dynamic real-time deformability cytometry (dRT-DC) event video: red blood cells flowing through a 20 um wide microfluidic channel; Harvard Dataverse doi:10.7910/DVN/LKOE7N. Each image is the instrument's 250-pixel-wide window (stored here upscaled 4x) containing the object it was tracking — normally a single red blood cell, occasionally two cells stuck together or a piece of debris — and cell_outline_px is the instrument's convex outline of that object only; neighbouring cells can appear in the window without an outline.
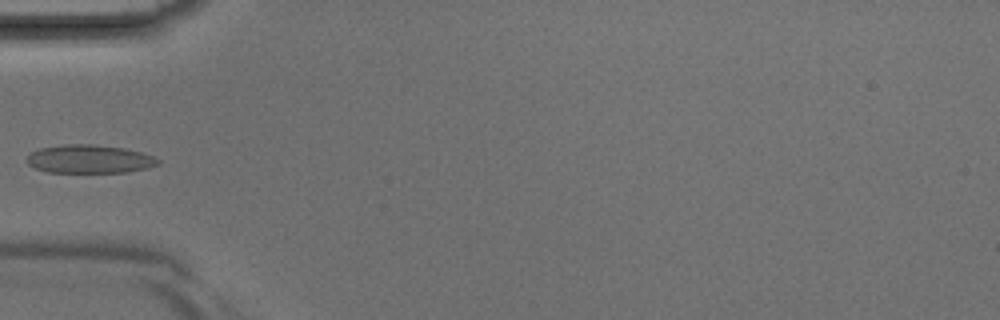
{"species": "Egyptian fruit bat (a non-hibernating species)", "species_latin": "Rousettus aegyptiacus", "temperature_condition": "room temperature", "stored_images_in_passage": 5, "camera_frame_rate_fps": 3000, "um_per_image_px": 0.085, "animal": {"sex": "male"}, "frame": {"image": 1, "passage_image": 5, "time_ms": 1.333, "image_size_px": [1000, 320], "cell_outline_px": [[160, 164], [148, 168], [128, 172], [48, 172], [36, 168], [28, 164], [24, 160], [32, 152], [40, 148], [64, 144], [92, 144], [124, 148], [140, 152], [152, 156], [160, 160]], "centroid_in_image_um": [7.6, 13.52], "position_along_channel_um": 77.4, "area_um2": 21.68}}